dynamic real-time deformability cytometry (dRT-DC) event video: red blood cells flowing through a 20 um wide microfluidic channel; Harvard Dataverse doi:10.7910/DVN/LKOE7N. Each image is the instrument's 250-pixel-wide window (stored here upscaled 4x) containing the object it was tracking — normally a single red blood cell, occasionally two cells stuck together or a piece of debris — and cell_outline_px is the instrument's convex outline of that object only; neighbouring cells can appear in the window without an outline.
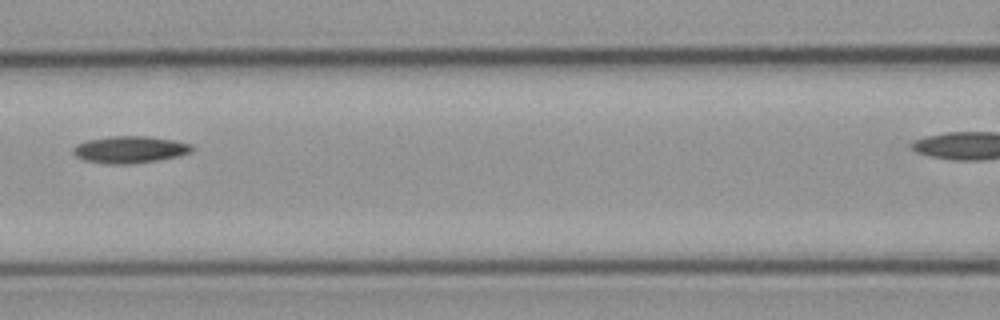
{"species": "common noctule bat (a hibernating species)", "species_latin": "Nyctalus noctula", "temperature_condition": "cold", "stored_images_in_passage": 4, "segment_of_instrument_passage": [1, 2], "camera_frame_rate_fps": 3000, "um_per_image_px": 0.085, "animal": {"sex": "male", "body_mass_g": 23.1, "forearm_length_mm": 52.7}, "frame": {"image": 1, "passage_image": 3, "time_ms": 2.333, "image_size_px": [1000, 320], "cell_outline_px": [[196, 148], [192, 152], [176, 156], [156, 160], [128, 164], [104, 164], [84, 160], [76, 156], [72, 152], [72, 148], [76, 144], [84, 140], [112, 136], [148, 136], [172, 140], [192, 144]], "centroid_in_image_um": [11.0, 12.71], "position_along_channel_um": 155.6, "area_um2": 18.79}}